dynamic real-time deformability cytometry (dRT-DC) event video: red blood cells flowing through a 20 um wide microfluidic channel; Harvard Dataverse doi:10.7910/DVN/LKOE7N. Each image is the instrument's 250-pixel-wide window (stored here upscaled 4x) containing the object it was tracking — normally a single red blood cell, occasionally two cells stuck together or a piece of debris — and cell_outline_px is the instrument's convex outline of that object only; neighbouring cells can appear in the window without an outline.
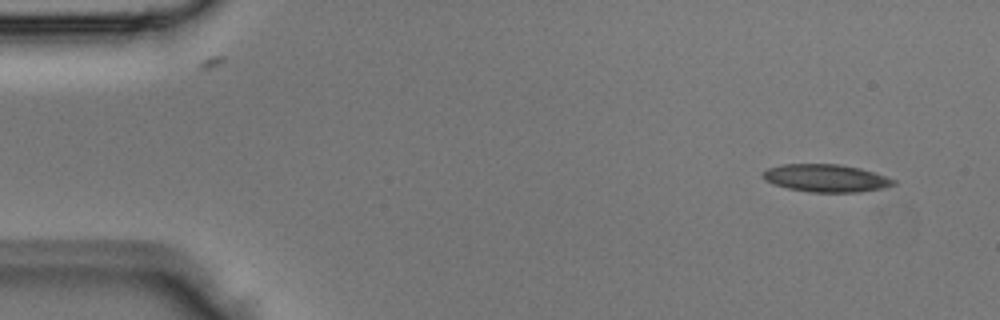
{"species": "Egyptian fruit bat (a non-hibernating species)", "species_latin": "Rousettus aegyptiacus", "temperature_condition": "room temperature", "stored_images_in_passage": 3, "camera_frame_rate_fps": 3000, "um_per_image_px": 0.085, "animal": {"sex": "male"}, "frame": {"image": 1, "passage_image": 1, "time_ms": 0.0, "image_size_px": [1000, 320], "cell_outline_px": [[896, 184], [884, 188], [860, 192], [808, 192], [788, 188], [764, 180], [760, 172], [768, 168], [784, 164], [840, 164], [860, 168], [896, 180]], "centroid_in_image_um": [70.19, 15.14], "position_along_channel_um": 14.8, "area_um2": 21.04}}
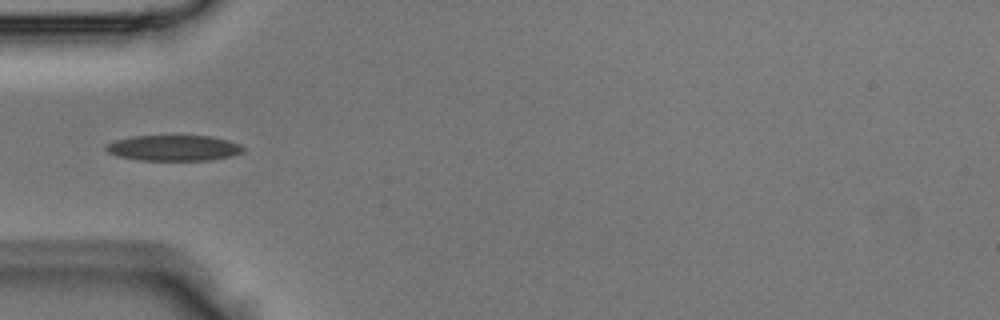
{"frame": {"image": 2, "passage_image": 3, "time_ms": 0.667, "image_size_px": [1000, 320], "cell_outline_px": [[244, 152], [232, 156], [212, 160], [140, 160], [116, 156], [108, 152], [104, 148], [104, 144], [116, 140], [132, 136], [208, 136], [228, 140], [240, 144], [244, 148]], "centroid_in_image_um": [14.75, 12.58], "position_along_channel_um": 70.2, "area_um2": 20.63}}